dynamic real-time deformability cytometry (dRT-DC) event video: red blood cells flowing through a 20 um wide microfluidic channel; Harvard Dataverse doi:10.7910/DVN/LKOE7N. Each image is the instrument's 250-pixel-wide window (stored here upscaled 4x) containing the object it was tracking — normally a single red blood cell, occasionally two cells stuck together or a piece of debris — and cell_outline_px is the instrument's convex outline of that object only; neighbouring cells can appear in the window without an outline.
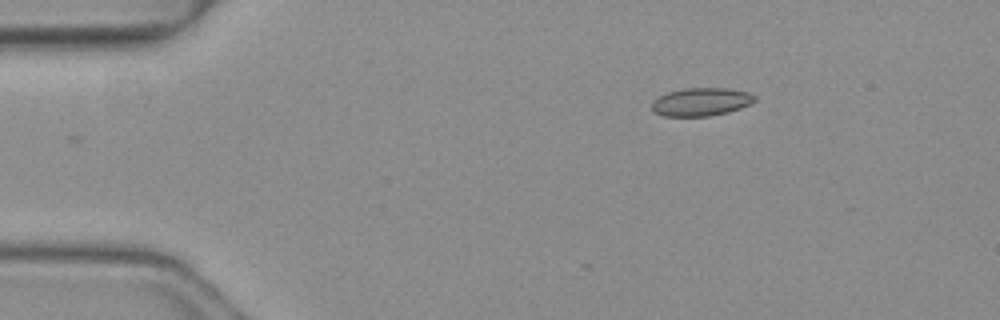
{"species": "common noctule bat (a hibernating species)", "species_latin": "Nyctalus noctula", "temperature_condition": "warm", "stored_images_in_passage": 3, "camera_frame_rate_fps": 3000, "um_per_image_px": 0.085, "animal": {"sex": "female", "body_mass_g": 19.3, "forearm_length_mm": 54.1}, "frame": {"image": 1, "passage_image": 1, "time_ms": 0.0, "image_size_px": [1000, 320], "cell_outline_px": [[756, 100], [740, 108], [728, 112], [712, 116], [664, 116], [656, 112], [652, 108], [652, 100], [668, 92], [684, 88], [724, 88], [748, 92], [756, 96]], "centroid_in_image_um": [59.59, 8.66], "position_along_channel_um": 25.4, "area_um2": 16.76}}
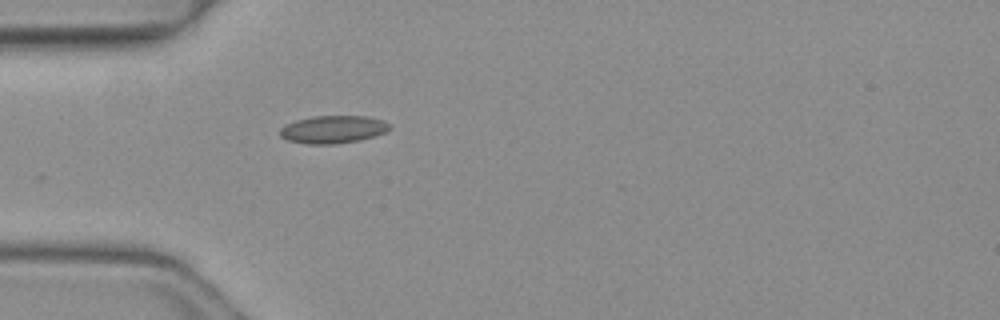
{"frame": {"image": 2, "passage_image": 3, "time_ms": 0.667, "image_size_px": [1000, 320], "cell_outline_px": [[392, 128], [384, 132], [360, 140], [336, 144], [308, 144], [288, 140], [280, 136], [280, 128], [284, 124], [296, 120], [312, 116], [364, 116], [384, 120]], "centroid_in_image_um": [28.28, 10.99], "position_along_channel_um": 56.7, "area_um2": 17.69}}